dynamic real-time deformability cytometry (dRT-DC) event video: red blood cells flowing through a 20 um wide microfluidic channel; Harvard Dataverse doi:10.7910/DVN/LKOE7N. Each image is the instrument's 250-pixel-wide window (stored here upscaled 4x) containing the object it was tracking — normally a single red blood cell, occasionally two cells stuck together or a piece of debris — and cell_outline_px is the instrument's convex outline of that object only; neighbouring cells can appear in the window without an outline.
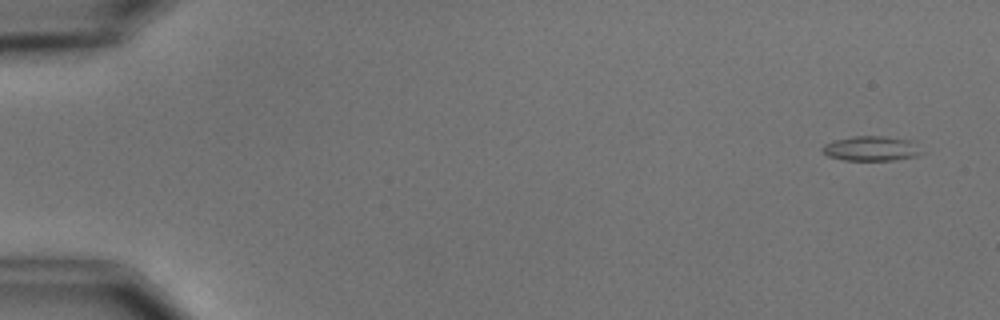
{"species": "common noctule bat (a hibernating species)", "species_latin": "Nyctalus noctula", "temperature_condition": "cold", "stored_images_in_passage": 5, "camera_frame_rate_fps": 3000, "um_per_image_px": 0.085, "animal": {"sex": "male", "body_mass_g": 15.6}, "frame": {"image": 1, "passage_image": 1, "time_ms": 0.0, "image_size_px": [1000, 320], "cell_outline_px": [[928, 152], [916, 156], [892, 160], [844, 160], [828, 156], [820, 148], [824, 144], [836, 140], [852, 136], [884, 136], [916, 140]], "centroid_in_image_um": [74.2, 12.61], "position_along_channel_um": 10.8, "area_um2": 14.8}}